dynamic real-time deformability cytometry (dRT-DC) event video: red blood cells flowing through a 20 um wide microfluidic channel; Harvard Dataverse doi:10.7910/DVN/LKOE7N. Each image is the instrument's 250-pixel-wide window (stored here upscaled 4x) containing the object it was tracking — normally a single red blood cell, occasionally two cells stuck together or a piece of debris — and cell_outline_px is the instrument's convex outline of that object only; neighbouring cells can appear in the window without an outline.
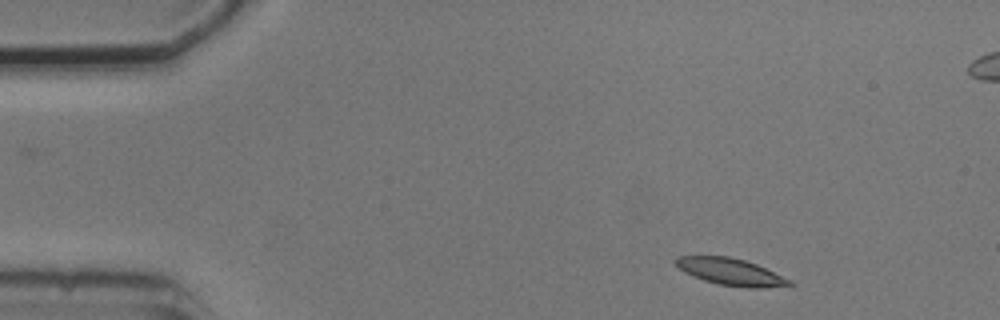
{"species": "common noctule bat (a hibernating species)", "species_latin": "Nyctalus noctula", "temperature_condition": "cold", "stored_images_in_passage": 4, "camera_frame_rate_fps": 3000, "um_per_image_px": 0.085, "animal": {"sex": "male", "body_mass_g": 20.5, "forearm_length_mm": 52.5}, "frame": {"image": 1, "passage_image": 1, "time_ms": 0.0, "image_size_px": [1000, 320], "cell_outline_px": [[796, 284], [764, 288], [748, 288], [720, 284], [704, 280], [692, 276], [684, 272], [676, 264], [676, 256], [728, 256], [744, 260], [756, 264], [792, 280]], "centroid_in_image_um": [62.14, 23.11], "position_along_channel_um": 22.9, "area_um2": 17.69}}